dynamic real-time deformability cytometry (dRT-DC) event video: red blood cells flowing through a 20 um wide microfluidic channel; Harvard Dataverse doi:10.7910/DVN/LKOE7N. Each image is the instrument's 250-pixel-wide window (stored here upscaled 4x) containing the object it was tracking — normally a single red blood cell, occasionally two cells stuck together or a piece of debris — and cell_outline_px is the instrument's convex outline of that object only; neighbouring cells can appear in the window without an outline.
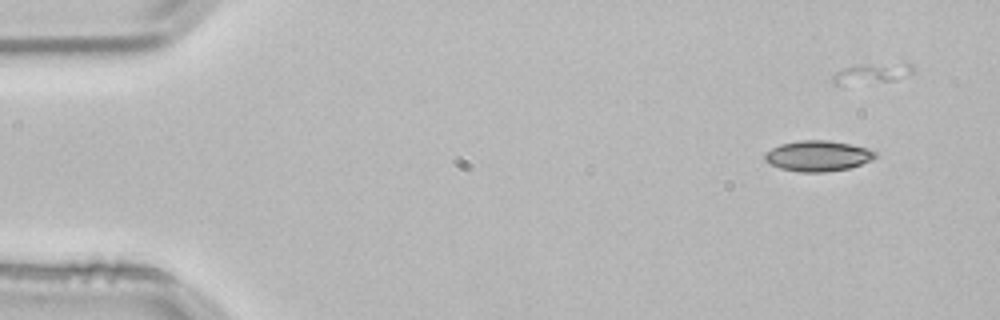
{"species": "common noctule bat (a hibernating species)", "species_latin": "Nyctalus noctula", "temperature_condition": "room temperature", "stored_images_in_passage": 4, "camera_frame_rate_fps": 3000, "um_per_image_px": 0.085, "animal": {"sex": "male", "body_mass_g": 21.5, "forearm_length_mm": 52.0}, "frame": {"image": 1, "passage_image": 1, "time_ms": 0.0, "image_size_px": [1000, 320], "cell_outline_px": [[876, 156], [872, 160], [848, 168], [824, 172], [800, 172], [780, 168], [768, 164], [764, 160], [764, 152], [780, 144], [800, 140], [828, 140], [868, 148], [876, 152]], "centroid_in_image_um": [69.47, 13.25], "position_along_channel_um": 15.5, "area_um2": 19.71}}
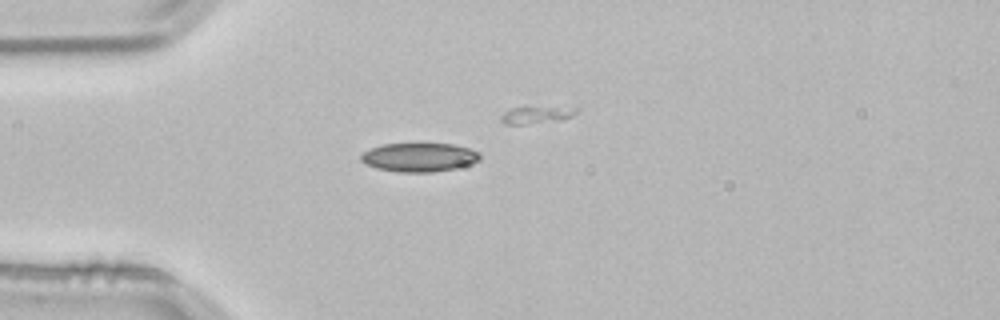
{"frame": {"image": 2, "passage_image": 3, "time_ms": 0.667, "image_size_px": [1000, 320], "cell_outline_px": [[480, 160], [456, 168], [432, 172], [400, 172], [376, 168], [364, 164], [360, 160], [360, 156], [364, 152], [372, 148], [384, 144], [452, 144], [468, 148], [480, 152]], "centroid_in_image_um": [35.62, 13.37], "position_along_channel_um": 49.4, "area_um2": 19.83}}